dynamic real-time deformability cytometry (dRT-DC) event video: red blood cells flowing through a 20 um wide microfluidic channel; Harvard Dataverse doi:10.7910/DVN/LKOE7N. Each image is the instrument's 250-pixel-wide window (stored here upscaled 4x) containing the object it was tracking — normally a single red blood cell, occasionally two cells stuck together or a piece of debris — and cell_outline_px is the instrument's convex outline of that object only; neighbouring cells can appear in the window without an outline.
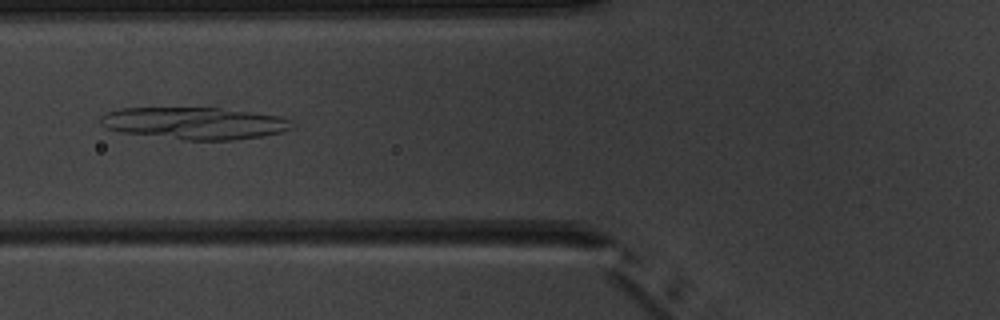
{"species": "common noctule bat (a hibernating species)", "species_latin": "Nyctalus noctula", "temperature_condition": "warm", "stored_images_in_passage": 7, "camera_frame_rate_fps": 3000, "um_per_image_px": 0.085, "animal": {"sex": "male", "body_mass_g": 20.1, "forearm_length_mm": 53.5}, "frame": {"image": 1, "passage_image": 6, "time_ms": 6.0, "image_size_px": [1000, 320], "cell_outline_px": [[296, 128], [284, 132], [260, 136], [232, 140], [184, 140], [120, 132], [108, 128], [100, 124], [100, 116], [108, 112], [120, 108], [220, 108], [280, 116], [292, 120], [296, 124]], "centroid_in_image_um": [16.59, 10.48], "position_along_channel_um": 109.2, "area_um2": 35.95}}